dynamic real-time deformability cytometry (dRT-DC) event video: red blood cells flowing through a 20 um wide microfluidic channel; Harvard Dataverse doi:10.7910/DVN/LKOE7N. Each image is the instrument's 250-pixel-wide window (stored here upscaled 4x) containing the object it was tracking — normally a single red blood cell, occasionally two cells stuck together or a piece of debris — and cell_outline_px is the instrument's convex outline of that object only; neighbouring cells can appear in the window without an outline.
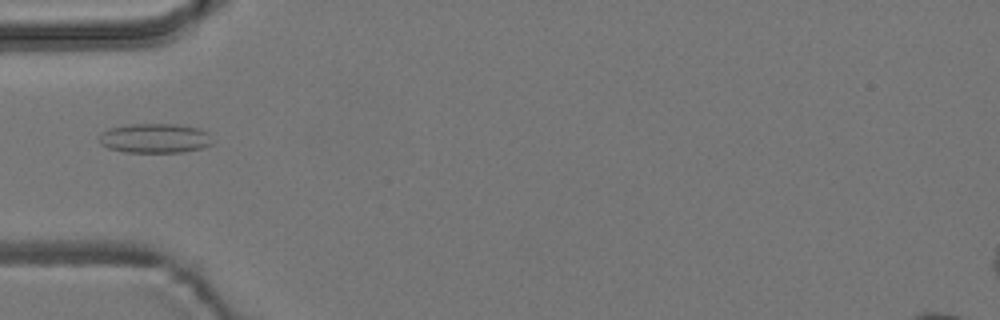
{"species": "common noctule bat (a hibernating species)", "species_latin": "Nyctalus noctula", "temperature_condition": "room temperature", "stored_images_in_passage": 4, "camera_frame_rate_fps": 3000, "um_per_image_px": 0.085, "animal": {"sex": "male", "body_mass_g": 19.2, "forearm_length_mm": 51.8}, "frame": {"image": 1, "passage_image": 4, "time_ms": 1.0, "image_size_px": [1000, 320], "cell_outline_px": [[212, 144], [200, 148], [184, 152], [124, 152], [108, 148], [100, 144], [100, 132], [112, 128], [132, 124], [176, 124], [200, 128], [208, 132]], "centroid_in_image_um": [13.17, 11.75], "position_along_channel_um": 71.8, "area_um2": 19.42}}